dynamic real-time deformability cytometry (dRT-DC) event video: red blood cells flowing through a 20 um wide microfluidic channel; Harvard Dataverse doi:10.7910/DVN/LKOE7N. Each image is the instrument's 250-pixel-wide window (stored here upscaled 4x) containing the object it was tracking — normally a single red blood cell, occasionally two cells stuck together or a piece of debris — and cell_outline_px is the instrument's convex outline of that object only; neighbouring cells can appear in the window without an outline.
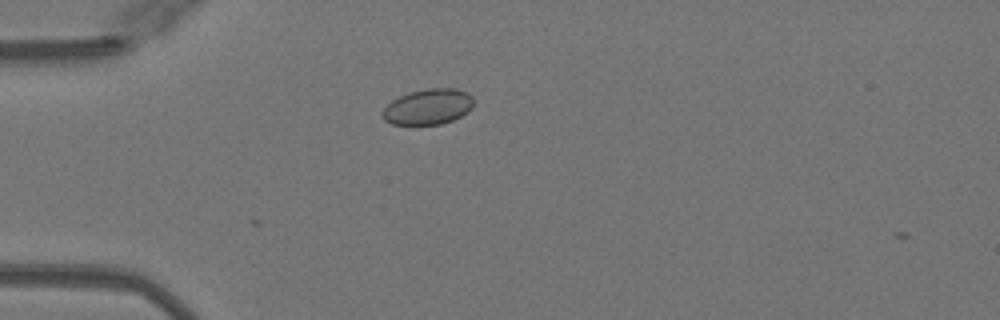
{"species": "Egyptian fruit bat (a non-hibernating species)", "species_latin": "Rousettus aegyptiacus", "temperature_condition": "warm", "stored_images_in_passage": 3, "camera_frame_rate_fps": 3000, "um_per_image_px": 0.085, "animal": {"sex": "female"}, "frame": {"image": 1, "passage_image": 3, "time_ms": 0.667, "image_size_px": [1000, 320], "cell_outline_px": [[472, 108], [468, 112], [452, 120], [440, 124], [392, 124], [384, 120], [380, 116], [380, 112], [392, 100], [408, 92], [428, 88], [456, 88], [468, 92], [472, 96]], "centroid_in_image_um": [36.37, 9.06], "position_along_channel_um": 48.6, "area_um2": 19.02}}